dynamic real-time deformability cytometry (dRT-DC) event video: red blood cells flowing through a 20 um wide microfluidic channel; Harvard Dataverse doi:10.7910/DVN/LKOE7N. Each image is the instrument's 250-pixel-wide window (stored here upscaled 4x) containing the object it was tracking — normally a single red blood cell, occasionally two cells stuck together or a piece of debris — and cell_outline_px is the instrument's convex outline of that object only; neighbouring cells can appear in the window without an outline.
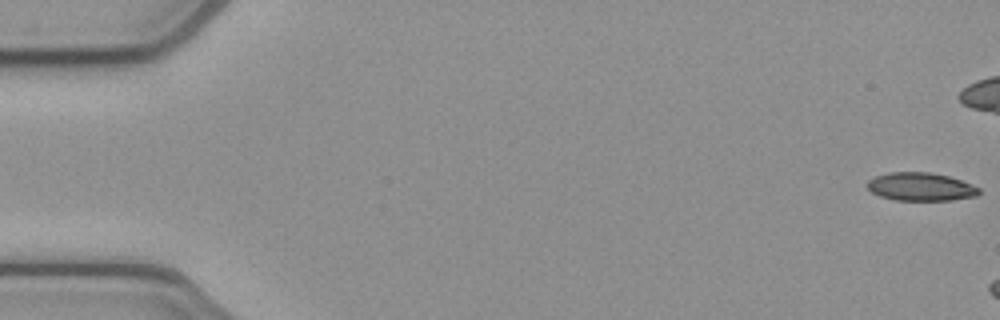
{"species": "common noctule bat (a hibernating species)", "species_latin": "Nyctalus noctula", "temperature_condition": "cold", "stored_images_in_passage": 7, "camera_frame_rate_fps": 3000, "um_per_image_px": 0.085, "animal": {"sex": "female", "body_mass_g": 21.9}, "frame": {"image": 1, "passage_image": 1, "time_ms": 0.0, "image_size_px": [1000, 320], "cell_outline_px": [[980, 192], [976, 196], [952, 200], [896, 200], [880, 196], [872, 192], [868, 188], [868, 180], [876, 176], [888, 172], [928, 172], [948, 176], [960, 180], [980, 188]], "centroid_in_image_um": [78.26, 15.87], "position_along_channel_um": 6.7, "area_um2": 18.21}}